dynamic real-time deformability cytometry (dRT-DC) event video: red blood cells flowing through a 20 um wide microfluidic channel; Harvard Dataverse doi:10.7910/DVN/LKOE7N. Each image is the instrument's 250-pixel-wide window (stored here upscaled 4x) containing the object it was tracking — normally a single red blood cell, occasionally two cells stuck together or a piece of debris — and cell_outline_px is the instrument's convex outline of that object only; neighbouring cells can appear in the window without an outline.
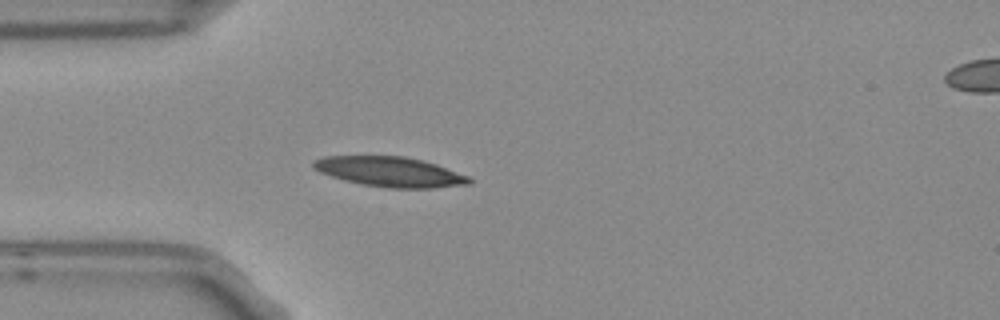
{"species": "Egyptian fruit bat (a non-hibernating species)", "species_latin": "Rousettus aegyptiacus", "temperature_condition": "room temperature", "stored_images_in_passage": 4, "camera_frame_rate_fps": 3000, "um_per_image_px": 0.085, "frame": {"image": 1, "passage_image": 4, "time_ms": 1.0, "image_size_px": [1000, 320], "cell_outline_px": [[472, 184], [432, 188], [388, 188], [364, 184], [344, 180], [320, 172], [312, 168], [312, 164], [316, 160], [324, 156], [404, 156], [424, 160], [436, 164], [468, 176], [472, 180]], "centroid_in_image_um": [33.17, 14.6], "position_along_channel_um": 51.8, "area_um2": 27.11}}